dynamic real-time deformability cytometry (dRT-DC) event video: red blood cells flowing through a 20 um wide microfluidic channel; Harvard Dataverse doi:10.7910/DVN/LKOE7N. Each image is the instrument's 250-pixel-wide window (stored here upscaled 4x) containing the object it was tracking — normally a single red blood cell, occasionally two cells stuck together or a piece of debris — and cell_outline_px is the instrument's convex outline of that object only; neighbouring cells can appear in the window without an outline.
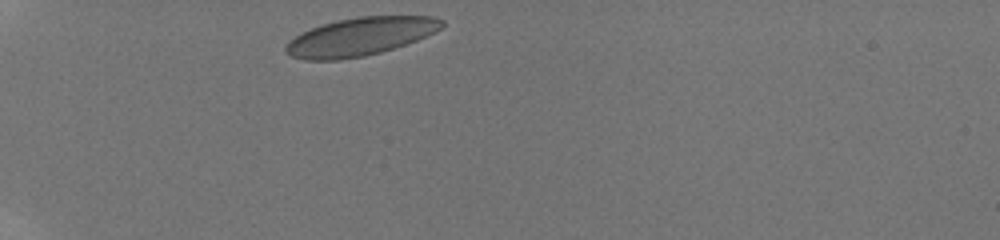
{"species": "human", "species_latin": "Homo sapiens", "temperature_condition": "room temperature", "stored_images_in_passage": 17, "camera_frame_rate_fps": 3000, "um_per_image_px": 0.085, "donor": {"sex": "male"}, "frame": {"image": 1, "passage_image": 1, "time_ms": 0.0, "image_size_px": [1000, 240], "cell_outline_px": [[444, 24], [440, 28], [416, 40], [380, 52], [364, 56], [340, 60], [304, 60], [292, 56], [284, 52], [284, 48], [300, 32], [324, 24], [356, 16], [432, 16], [444, 20]], "centroid_in_image_um": [30.59, 3.11], "position_along_channel_um": 54.4, "area_um2": 34.22}}
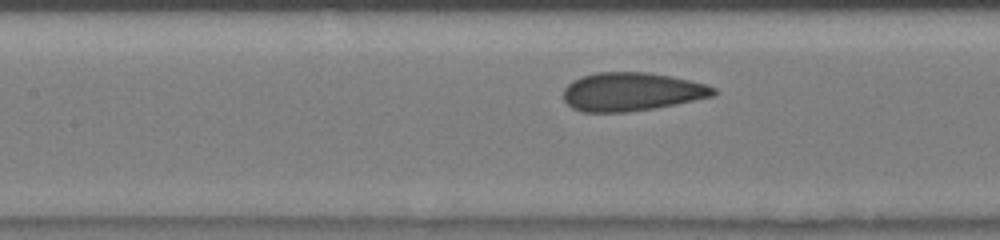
{"frame": {"image": 2, "passage_image": 10, "time_ms": 3.333, "image_size_px": [1000, 240], "cell_outline_px": [[720, 92], [712, 96], [676, 104], [656, 108], [624, 112], [580, 112], [572, 108], [564, 100], [564, 88], [572, 80], [580, 76], [596, 72], [648, 72], [708, 84], [716, 88]], "centroid_in_image_um": [53.68, 7.8], "position_along_channel_um": 153.7, "area_um2": 33.81}}
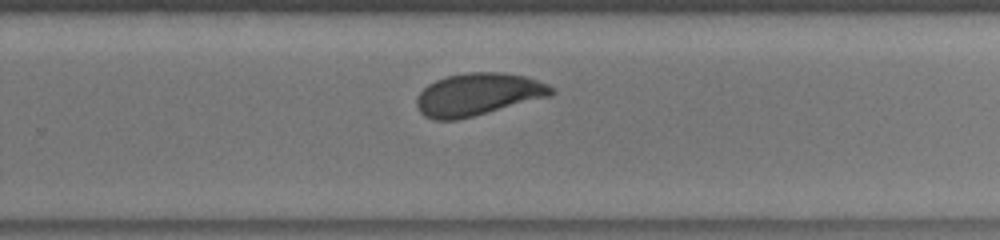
{"frame": {"image": 3, "passage_image": 17, "time_ms": 6.667, "image_size_px": [1000, 240], "cell_outline_px": [[556, 92], [552, 96], [456, 120], [432, 120], [424, 116], [416, 108], [416, 96], [428, 84], [436, 80], [448, 76], [468, 72], [500, 72], [524, 76], [548, 84], [556, 88]], "centroid_in_image_um": [40.63, 8.03], "position_along_channel_um": 289.2, "area_um2": 33.41}}